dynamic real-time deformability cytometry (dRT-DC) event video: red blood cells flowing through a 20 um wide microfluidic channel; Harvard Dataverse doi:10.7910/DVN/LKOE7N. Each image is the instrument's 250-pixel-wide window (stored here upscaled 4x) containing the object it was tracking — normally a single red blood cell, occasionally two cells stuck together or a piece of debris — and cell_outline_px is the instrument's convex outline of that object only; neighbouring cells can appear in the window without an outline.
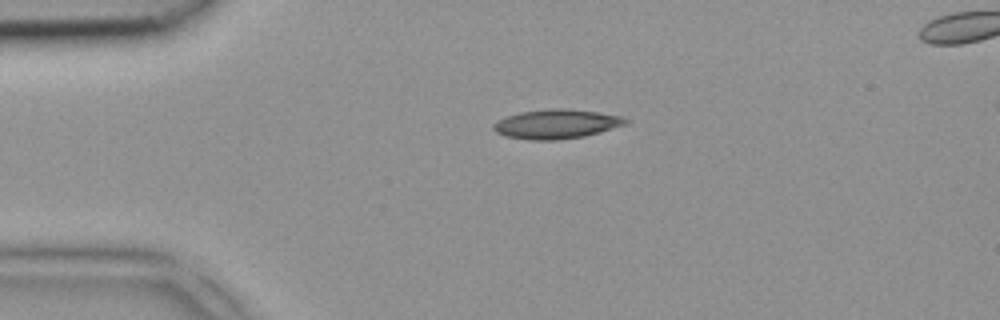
{"species": "common noctule bat (a hibernating species)", "species_latin": "Nyctalus noctula", "temperature_condition": "room temperature", "stored_images_in_passage": 3, "camera_frame_rate_fps": 3000, "um_per_image_px": 0.085, "animal": {"sex": "female", "body_mass_g": 18.4}, "frame": {"image": 1, "passage_image": 1, "time_ms": 0.0, "image_size_px": [1000, 320], "cell_outline_px": [[628, 124], [600, 132], [584, 136], [560, 140], [528, 140], [504, 136], [496, 132], [492, 128], [492, 124], [508, 116], [520, 112], [552, 108], [564, 108], [596, 112], [620, 116], [628, 120]], "centroid_in_image_um": [47.28, 10.55], "position_along_channel_um": 37.7, "area_um2": 22.54}}